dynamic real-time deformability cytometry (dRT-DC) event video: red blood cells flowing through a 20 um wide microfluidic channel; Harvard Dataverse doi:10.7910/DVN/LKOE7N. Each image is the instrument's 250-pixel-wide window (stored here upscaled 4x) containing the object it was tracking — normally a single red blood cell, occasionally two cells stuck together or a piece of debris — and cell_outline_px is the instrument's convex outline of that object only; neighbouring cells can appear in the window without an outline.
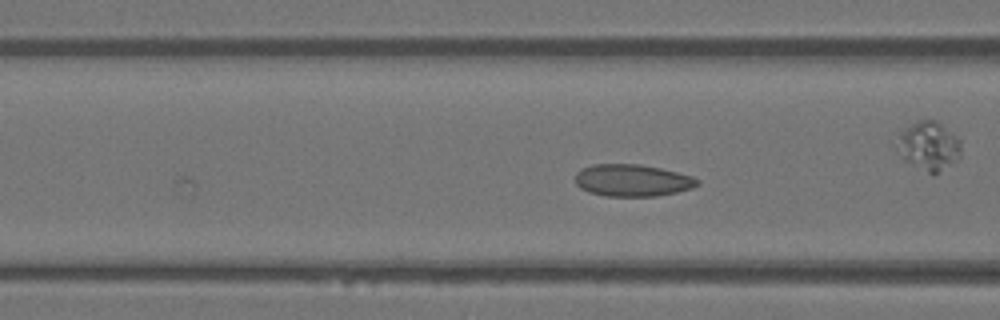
{"species": "Egyptian fruit bat (a non-hibernating species)", "species_latin": "Rousettus aegyptiacus", "temperature_condition": "warm", "stored_images_in_passage": 7, "camera_frame_rate_fps": 3000, "um_per_image_px": 0.085, "animal": {"sex": "female"}, "frame": {"image": 1, "passage_image": 7, "time_ms": 2.0, "image_size_px": [1000, 320], "cell_outline_px": [[700, 184], [692, 188], [676, 192], [656, 196], [604, 196], [588, 192], [580, 188], [576, 184], [576, 172], [592, 164], [640, 164], [660, 168], [692, 176], [700, 180]], "centroid_in_image_um": [53.75, 15.33], "position_along_channel_um": 112.9, "area_um2": 22.83}}